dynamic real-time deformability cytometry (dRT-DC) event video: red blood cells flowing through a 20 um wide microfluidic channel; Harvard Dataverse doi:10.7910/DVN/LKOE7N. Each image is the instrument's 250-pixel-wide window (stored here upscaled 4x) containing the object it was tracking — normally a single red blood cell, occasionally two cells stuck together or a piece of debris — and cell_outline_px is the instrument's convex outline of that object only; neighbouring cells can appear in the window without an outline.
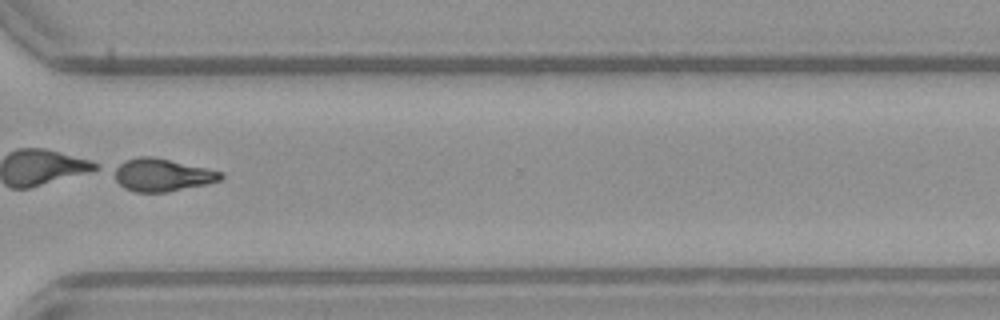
{"species": "common noctule bat (a hibernating species)", "species_latin": "Nyctalus noctula", "temperature_condition": "warm", "stored_images_in_passage": 37, "camera_frame_rate_fps": 3000, "um_per_image_px": 0.085, "animal": {"sex": "female", "body_mass_g": 21.9}, "frame": {"image": 1, "passage_image": 25, "time_ms": 8.0, "image_size_px": [1000, 320], "cell_outline_px": [[224, 176], [220, 180], [208, 184], [168, 192], [136, 192], [124, 188], [116, 180], [108, 168], [124, 160], [140, 156], [152, 156], [224, 172]], "centroid_in_image_um": [13.71, 14.86], "position_along_channel_um": 356.9, "area_um2": 20.75}}